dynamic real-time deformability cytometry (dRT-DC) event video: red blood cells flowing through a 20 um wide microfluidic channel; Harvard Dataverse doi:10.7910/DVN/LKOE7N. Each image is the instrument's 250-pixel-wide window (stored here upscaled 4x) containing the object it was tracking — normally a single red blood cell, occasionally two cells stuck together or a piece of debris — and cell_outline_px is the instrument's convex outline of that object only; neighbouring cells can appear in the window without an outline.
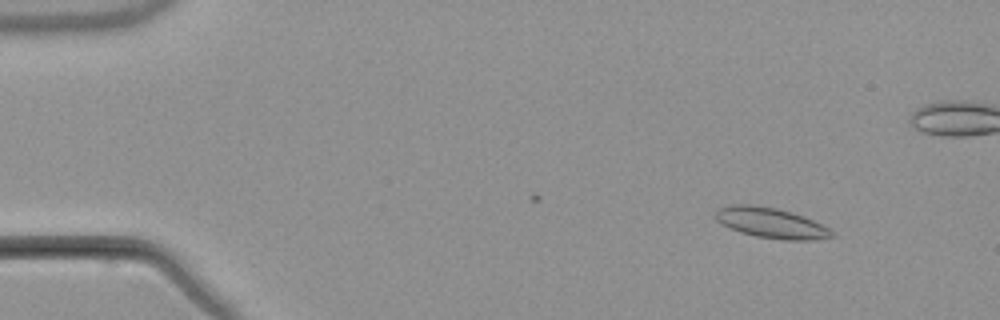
{"species": "common noctule bat (a hibernating species)", "species_latin": "Nyctalus noctula", "temperature_condition": "warm", "stored_images_in_passage": 5, "camera_frame_rate_fps": 3000, "um_per_image_px": 0.085, "animal": {"sex": "male", "body_mass_g": 21.5, "forearm_length_mm": 52.0}, "frame": {"image": 1, "passage_image": 1, "time_ms": 0.0, "image_size_px": [1000, 320], "cell_outline_px": [[836, 236], [812, 240], [784, 240], [756, 236], [740, 232], [716, 220], [716, 208], [732, 204], [756, 204], [776, 208], [792, 212], [804, 216], [828, 228]], "centroid_in_image_um": [65.53, 18.93], "position_along_channel_um": 19.5, "area_um2": 20.52}}